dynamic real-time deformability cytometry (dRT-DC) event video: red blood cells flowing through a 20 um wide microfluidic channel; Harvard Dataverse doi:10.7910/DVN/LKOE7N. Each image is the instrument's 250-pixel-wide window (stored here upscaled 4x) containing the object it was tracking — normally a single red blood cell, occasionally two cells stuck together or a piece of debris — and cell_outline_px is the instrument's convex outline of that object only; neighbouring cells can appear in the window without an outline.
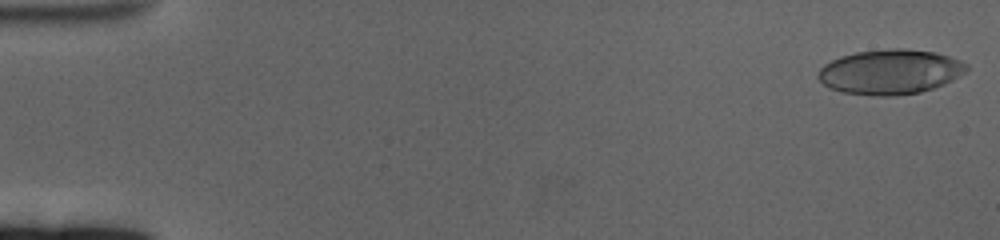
{"species": "human", "species_latin": "Homo sapiens", "temperature_condition": "cold", "stored_images_in_passage": 60, "camera_frame_rate_fps": 3000, "um_per_image_px": 0.085, "donor": {"sex": "female"}, "frame": {"image": 1, "passage_image": 1, "time_ms": 0.0, "image_size_px": [1000, 240], "cell_outline_px": [[968, 68], [964, 72], [952, 80], [944, 84], [920, 92], [892, 96], [880, 96], [840, 92], [828, 88], [816, 76], [820, 68], [824, 64], [840, 56], [856, 52], [892, 48], [904, 48], [936, 52], [960, 60], [968, 64]], "centroid_in_image_um": [75.64, 6.1], "position_along_channel_um": 9.4, "area_um2": 38.84}}
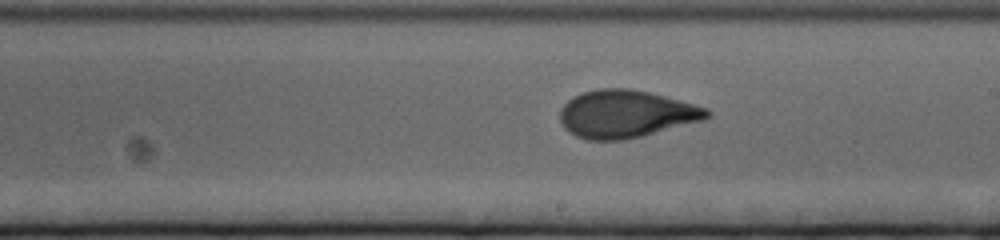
{"frame": {"image": 2, "passage_image": 35, "time_ms": 11.333, "image_size_px": [1000, 240], "cell_outline_px": [[712, 116], [704, 120], [624, 140], [588, 140], [576, 136], [568, 132], [564, 128], [560, 120], [560, 108], [572, 96], [596, 88], [628, 88], [648, 92], [664, 96], [708, 108], [712, 112]], "centroid_in_image_um": [53.19, 9.68], "position_along_channel_um": 235.8, "area_um2": 40.81}}
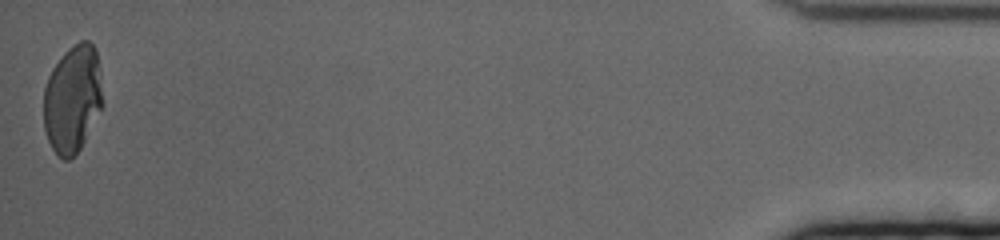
{"frame": {"image": 3, "passage_image": 60, "time_ms": 19.667, "image_size_px": [1000, 240], "cell_outline_px": [[104, 104], [80, 148], [68, 160], [64, 160], [52, 148], [48, 140], [44, 128], [44, 88], [48, 76], [52, 68], [64, 52], [68, 48], [80, 40], [88, 40], [96, 48], [100, 72], [104, 100]], "centroid_in_image_um": [6.18, 8.37], "position_along_channel_um": 429.0, "area_um2": 37.22}, "authors_computed_cell_mechanics": {"area_um2": 39.1017, "velocity_mm_per_s": 3.3508, "shape_relaxation_time_tau1_ms": 4.8423, "shape_relaxation_time_tau2_ms": 1.1528, "deformation_change_tau1": 0.1998, "deformation_change_tau2": 0.0746}}